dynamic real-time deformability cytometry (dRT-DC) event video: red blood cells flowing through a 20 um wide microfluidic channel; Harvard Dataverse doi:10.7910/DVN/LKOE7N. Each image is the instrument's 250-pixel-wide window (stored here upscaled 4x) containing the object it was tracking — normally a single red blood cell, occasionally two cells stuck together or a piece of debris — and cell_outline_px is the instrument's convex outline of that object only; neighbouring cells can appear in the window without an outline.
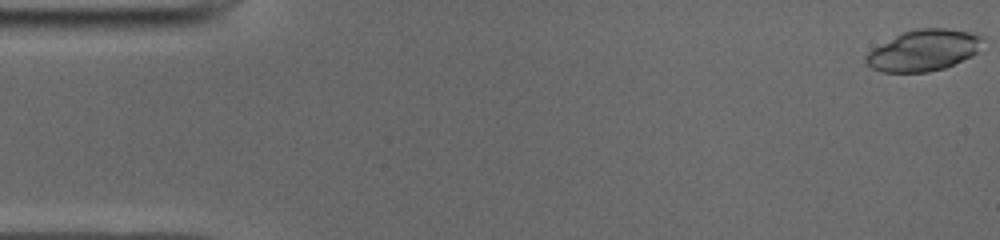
{"species": "common noctule bat (a hibernating species)", "species_latin": "Nyctalus noctula", "temperature_condition": "cold", "stored_images_in_passage": 50, "camera_frame_rate_fps": 3000, "um_per_image_px": 0.085, "animal": {"sex": "male", "body_mass_g": 19.0, "forearm_length_mm": 50.8}, "frame": {"image": 1, "passage_image": 1, "time_ms": 0.0, "image_size_px": [1000, 240], "cell_outline_px": [[984, 36], [976, 52], [972, 56], [944, 68], [928, 72], [880, 72], [872, 68], [864, 60], [864, 56], [872, 48], [904, 32], [920, 28], [948, 28], [968, 32]], "centroid_in_image_um": [78.48, 4.29], "position_along_channel_um": 6.5, "area_um2": 27.8}}
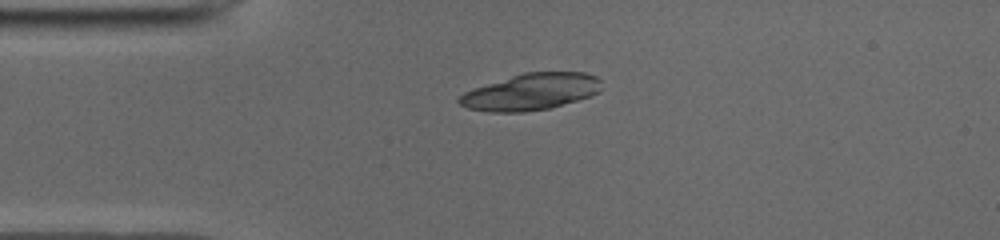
{"frame": {"image": 2, "passage_image": 12, "time_ms": 3.667, "image_size_px": [1000, 240], "cell_outline_px": [[600, 92], [592, 96], [552, 108], [524, 112], [488, 112], [468, 108], [460, 104], [456, 100], [464, 92], [472, 88], [524, 72], [584, 72], [596, 76], [600, 80]], "centroid_in_image_um": [45.14, 7.81], "position_along_channel_um": 39.9, "area_um2": 30.58}}